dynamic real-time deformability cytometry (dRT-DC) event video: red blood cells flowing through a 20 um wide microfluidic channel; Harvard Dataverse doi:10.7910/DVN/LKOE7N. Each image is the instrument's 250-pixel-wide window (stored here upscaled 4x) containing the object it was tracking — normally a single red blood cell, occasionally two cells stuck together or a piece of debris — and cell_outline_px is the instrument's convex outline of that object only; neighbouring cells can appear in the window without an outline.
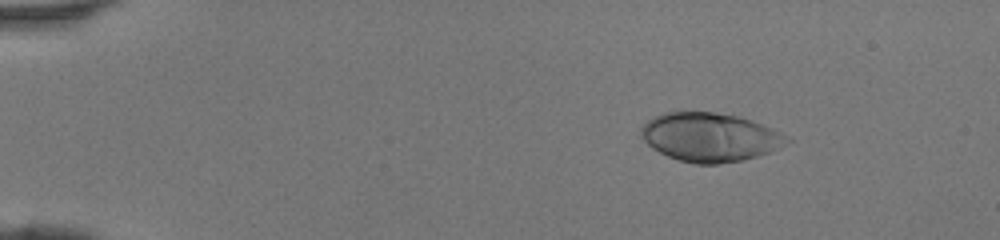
{"species": "human", "species_latin": "Homo sapiens", "temperature_condition": "room temperature", "stored_images_in_passage": 40, "camera_frame_rate_fps": 3000, "um_per_image_px": 0.085, "donor": {"sex": "female"}, "frame": {"image": 1, "passage_image": 1, "time_ms": 0.0, "image_size_px": [1000, 240], "cell_outline_px": [[792, 140], [780, 148], [756, 156], [740, 160], [716, 164], [696, 164], [680, 160], [668, 156], [652, 148], [640, 136], [640, 128], [648, 120], [664, 112], [676, 108], [716, 112], [740, 116], [752, 120], [772, 128], [780, 132]], "centroid_in_image_um": [60.31, 11.61], "position_along_channel_um": 24.7, "area_um2": 42.08}}
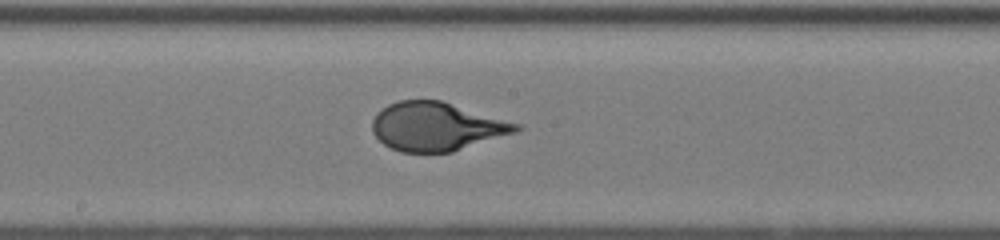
{"frame": {"image": 2, "passage_image": 20, "time_ms": 6.333, "image_size_px": [1000, 240], "cell_outline_px": [[524, 128], [516, 132], [452, 152], [400, 152], [384, 144], [372, 132], [372, 120], [376, 112], [388, 104], [400, 100], [440, 100], [520, 124]], "centroid_in_image_um": [37.09, 10.75], "position_along_channel_um": 211.1, "area_um2": 40.52}}
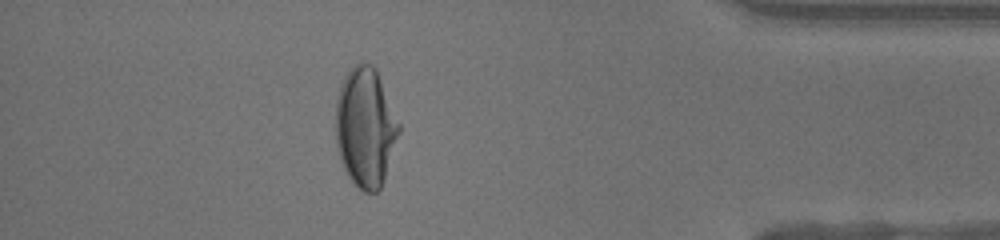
{"frame": {"image": 3, "passage_image": 35, "time_ms": 11.333, "image_size_px": [1000, 240], "cell_outline_px": [[400, 132], [384, 180], [380, 188], [376, 192], [364, 192], [356, 188], [348, 176], [340, 160], [336, 148], [336, 100], [340, 84], [344, 76], [360, 60], [364, 60], [372, 64], [376, 68], [400, 124]], "centroid_in_image_um": [31.05, 10.82], "position_along_channel_um": 404.1, "area_um2": 44.45}}